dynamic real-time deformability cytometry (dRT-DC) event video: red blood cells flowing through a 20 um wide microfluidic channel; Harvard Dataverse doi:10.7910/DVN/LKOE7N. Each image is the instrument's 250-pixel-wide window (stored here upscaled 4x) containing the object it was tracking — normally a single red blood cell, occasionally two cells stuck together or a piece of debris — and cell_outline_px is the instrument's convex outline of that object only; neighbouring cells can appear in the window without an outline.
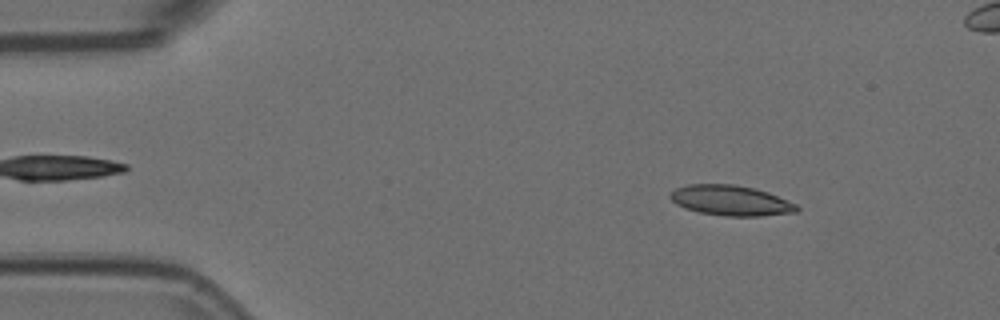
{"species": "Egyptian fruit bat (a non-hibernating species)", "species_latin": "Rousettus aegyptiacus", "temperature_condition": "room temperature", "stored_images_in_passage": 55, "segment_of_instrument_passage": [1, 2], "camera_frame_rate_fps": 3000, "um_per_image_px": 0.085, "animal": {"sex": "female"}, "frame": {"image": 1, "passage_image": 7, "time_ms": 2.0, "image_size_px": [1000, 320], "cell_outline_px": [[800, 208], [796, 212], [760, 216], [724, 216], [700, 212], [684, 208], [676, 204], [668, 196], [676, 188], [688, 184], [736, 184], [768, 192], [796, 204]], "centroid_in_image_um": [62.1, 17.04], "position_along_channel_um": 22.9, "area_um2": 22.25}}
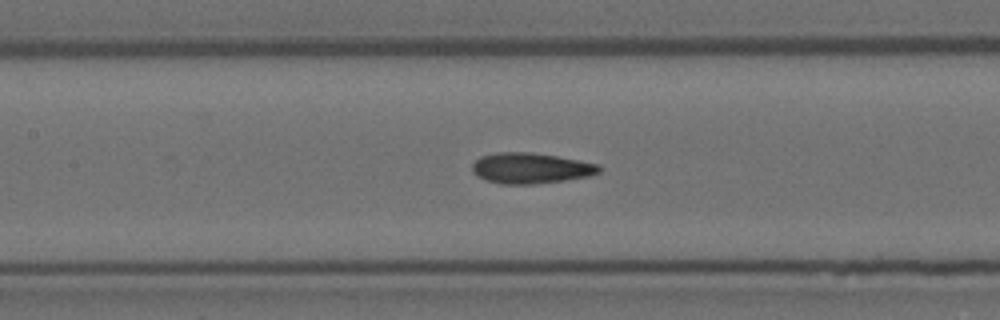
{"frame": {"image": 2, "passage_image": 24, "time_ms": 7.667, "image_size_px": [1000, 320], "cell_outline_px": [[600, 172], [588, 176], [564, 180], [532, 184], [504, 184], [488, 180], [472, 172], [472, 164], [480, 156], [496, 152], [532, 152], [580, 160], [600, 164]], "centroid_in_image_um": [45.12, 14.28], "position_along_channel_um": 162.3, "area_um2": 22.54}}
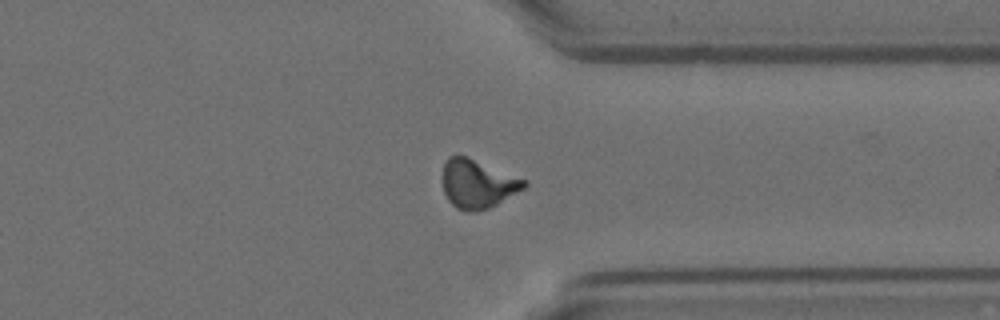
{"frame": {"image": 3, "passage_image": 41, "time_ms": 13.333, "image_size_px": [1000, 320], "cell_outline_px": [[528, 184], [524, 188], [496, 204], [488, 208], [476, 212], [464, 212], [456, 208], [448, 200], [444, 192], [440, 176], [444, 164], [448, 156], [468, 156], [528, 180]], "centroid_in_image_um": [40.56, 15.62], "position_along_channel_um": 370.8, "area_um2": 23.52}}